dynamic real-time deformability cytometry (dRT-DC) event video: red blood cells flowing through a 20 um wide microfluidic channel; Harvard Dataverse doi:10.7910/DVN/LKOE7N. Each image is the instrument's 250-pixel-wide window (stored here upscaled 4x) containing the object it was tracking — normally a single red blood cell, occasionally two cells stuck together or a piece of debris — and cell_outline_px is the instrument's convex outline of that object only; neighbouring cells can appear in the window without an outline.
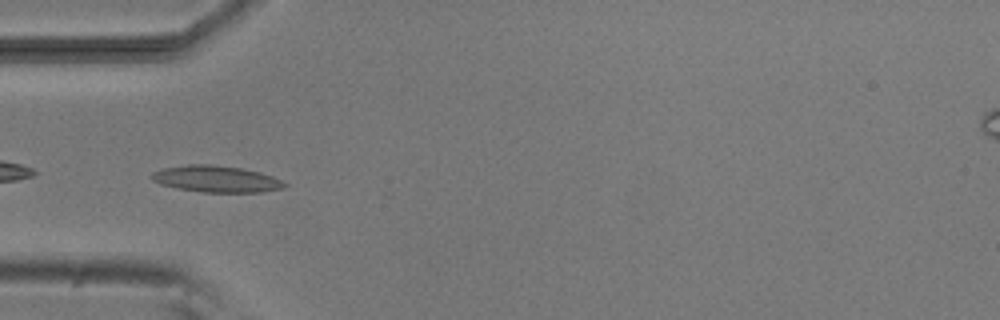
{"species": "common noctule bat (a hibernating species)", "species_latin": "Nyctalus noctula", "temperature_condition": "room temperature", "stored_images_in_passage": 5, "camera_frame_rate_fps": 3000, "um_per_image_px": 0.085, "animal": {"sex": "male", "body_mass_g": 20.5, "forearm_length_mm": 52.5}, "frame": {"image": 1, "passage_image": 5, "time_ms": 4.667, "image_size_px": [1000, 320], "cell_outline_px": [[288, 184], [284, 188], [264, 192], [204, 192], [180, 188], [160, 184], [152, 180], [148, 176], [152, 172], [164, 168], [188, 164], [212, 164], [240, 168], [260, 172], [272, 176]], "centroid_in_image_um": [18.38, 15.21], "position_along_channel_um": 66.6, "area_um2": 20.52}}